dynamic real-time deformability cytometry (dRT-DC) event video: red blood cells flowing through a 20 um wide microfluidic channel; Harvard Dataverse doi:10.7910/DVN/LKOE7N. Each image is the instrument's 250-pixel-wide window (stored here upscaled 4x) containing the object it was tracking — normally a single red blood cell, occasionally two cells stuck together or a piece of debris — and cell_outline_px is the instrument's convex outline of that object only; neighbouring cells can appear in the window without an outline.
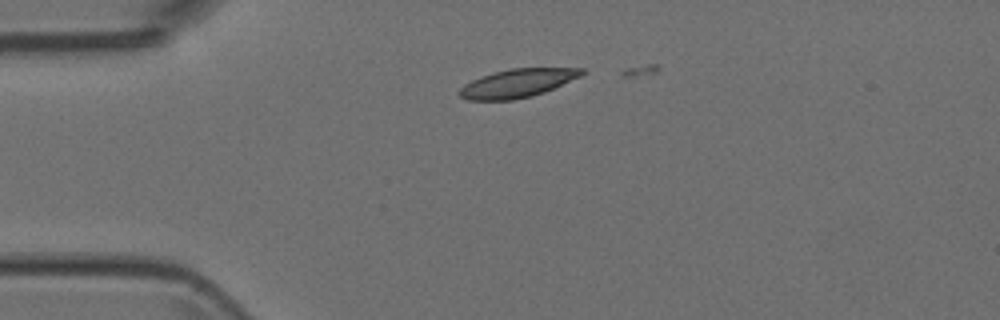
{"species": "Egyptian fruit bat (a non-hibernating species)", "species_latin": "Rousettus aegyptiacus", "temperature_condition": "room temperature", "stored_images_in_passage": 9, "camera_frame_rate_fps": 3000, "um_per_image_px": 0.085, "animal": {"sex": "female"}, "frame": {"image": 1, "passage_image": 2, "time_ms": 0.333, "image_size_px": [1000, 320], "cell_outline_px": [[588, 72], [580, 76], [544, 92], [532, 96], [512, 100], [468, 100], [460, 96], [456, 92], [464, 84], [472, 80], [492, 72], [508, 68], [584, 68]], "centroid_in_image_um": [43.96, 7.06], "position_along_channel_um": 41.0, "area_um2": 20.35}}
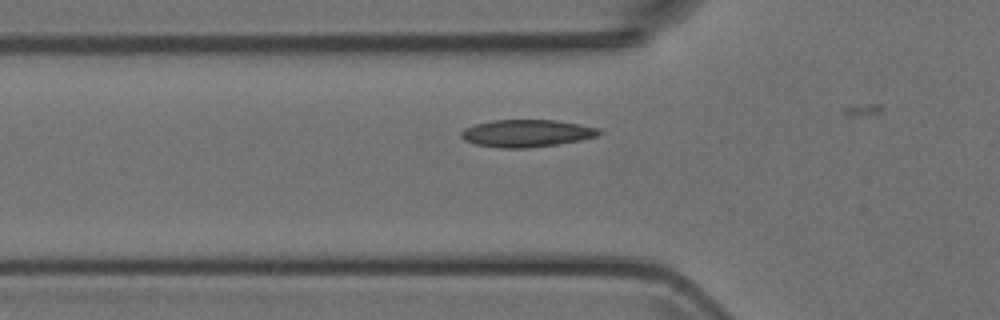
{"frame": {"image": 2, "passage_image": 7, "time_ms": 2.0, "image_size_px": [1000, 320], "cell_outline_px": [[604, 132], [596, 136], [580, 140], [556, 144], [528, 148], [500, 148], [476, 144], [464, 140], [460, 136], [460, 132], [464, 128], [476, 124], [492, 120], [556, 120], [600, 128]], "centroid_in_image_um": [44.76, 11.32], "position_along_channel_um": 81.0, "area_um2": 21.96}}